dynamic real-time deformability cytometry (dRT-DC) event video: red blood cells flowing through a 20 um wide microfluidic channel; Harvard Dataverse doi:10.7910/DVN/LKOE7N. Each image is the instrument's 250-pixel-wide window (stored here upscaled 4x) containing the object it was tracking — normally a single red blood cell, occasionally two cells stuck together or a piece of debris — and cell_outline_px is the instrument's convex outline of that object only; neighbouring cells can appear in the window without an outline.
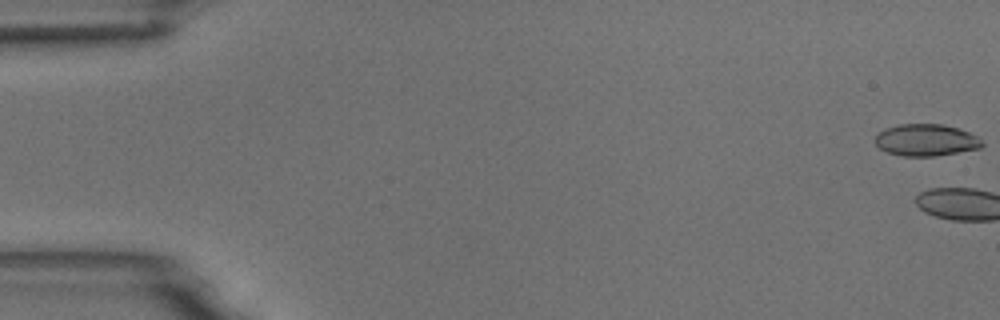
{"species": "common noctule bat (a hibernating species)", "species_latin": "Nyctalus noctula", "temperature_condition": "room temperature", "stored_images_in_passage": 3, "camera_frame_rate_fps": 3000, "um_per_image_px": 0.085, "animal": {"sex": "male", "body_mass_g": 18.8}, "frame": {"image": 1, "passage_image": 1, "time_ms": 0.0, "image_size_px": [1000, 320], "cell_outline_px": [[984, 144], [980, 148], [936, 156], [904, 156], [888, 152], [880, 148], [876, 144], [876, 136], [884, 128], [900, 124], [944, 124], [980, 136]], "centroid_in_image_um": [78.75, 11.9], "position_along_channel_um": 6.3, "area_um2": 19.83}}